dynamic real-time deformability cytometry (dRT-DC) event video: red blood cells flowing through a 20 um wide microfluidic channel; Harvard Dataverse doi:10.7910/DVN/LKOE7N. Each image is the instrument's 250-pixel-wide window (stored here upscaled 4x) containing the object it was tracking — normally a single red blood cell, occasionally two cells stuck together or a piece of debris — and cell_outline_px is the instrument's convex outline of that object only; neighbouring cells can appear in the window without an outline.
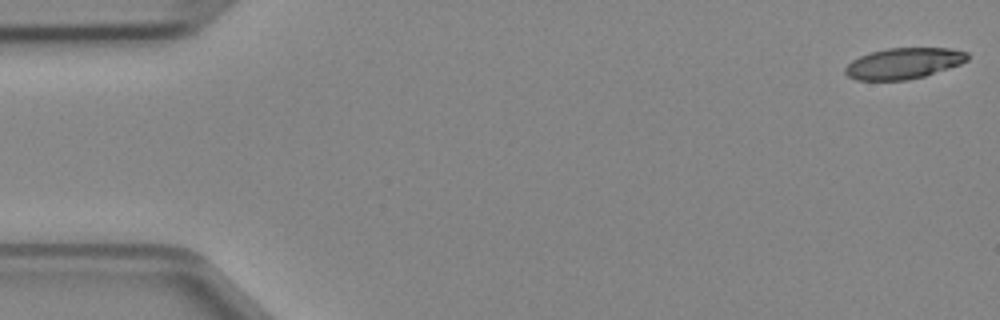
{"species": "Egyptian fruit bat (a non-hibernating species)", "species_latin": "Rousettus aegyptiacus", "temperature_condition": "cold", "stored_images_in_passage": 47, "camera_frame_rate_fps": 3000, "um_per_image_px": 0.085, "animal": {"sex": "female"}, "frame": {"image": 1, "passage_image": 1, "time_ms": 0.0, "image_size_px": [1000, 320], "cell_outline_px": [[968, 60], [960, 64], [924, 76], [908, 80], [856, 80], [848, 76], [844, 72], [844, 68], [852, 60], [860, 56], [872, 52], [888, 48], [952, 48], [968, 52]], "centroid_in_image_um": [76.81, 5.38], "position_along_channel_um": 8.2, "area_um2": 22.02}}
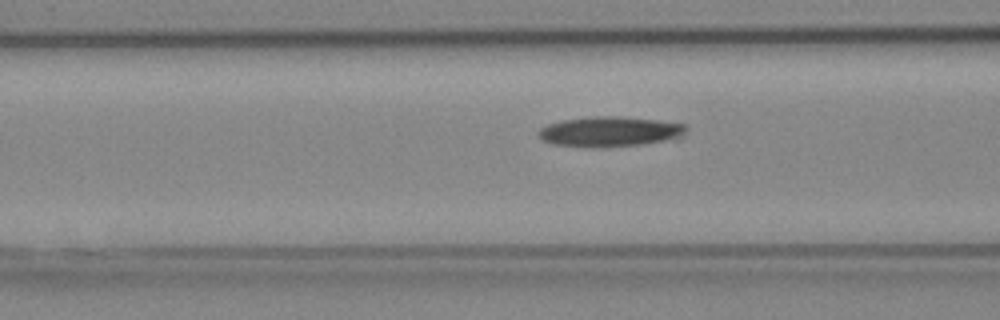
{"frame": {"image": 2, "passage_image": 18, "time_ms": 5.667, "image_size_px": [1000, 320], "cell_outline_px": [[688, 128], [676, 140], [640, 144], [592, 148], [552, 144], [544, 140], [536, 132], [540, 128], [548, 124], [560, 120], [592, 116], [620, 116], [656, 120], [688, 124]], "centroid_in_image_um": [51.85, 11.18], "position_along_channel_um": 114.8, "area_um2": 26.18}}
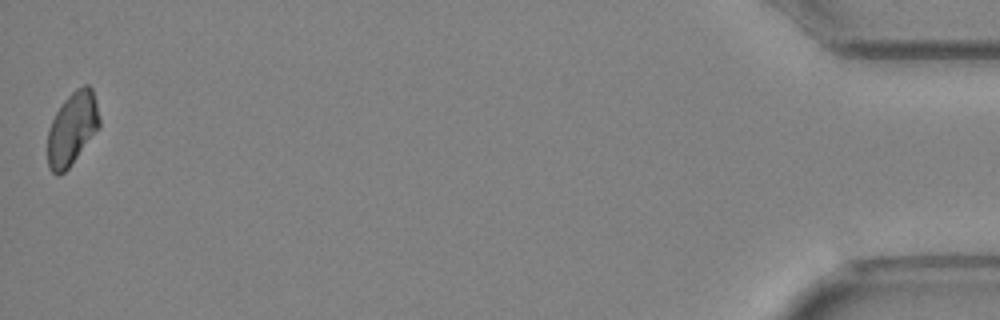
{"frame": {"image": 3, "passage_image": 47, "time_ms": 15.333, "image_size_px": [1000, 320], "cell_outline_px": [[100, 128], [68, 168], [64, 172], [56, 176], [48, 168], [48, 128], [56, 112], [64, 100], [76, 88], [84, 84], [88, 84], [92, 88], [100, 120]], "centroid_in_image_um": [6.13, 10.93], "position_along_channel_um": 429.1, "area_um2": 22.02}}